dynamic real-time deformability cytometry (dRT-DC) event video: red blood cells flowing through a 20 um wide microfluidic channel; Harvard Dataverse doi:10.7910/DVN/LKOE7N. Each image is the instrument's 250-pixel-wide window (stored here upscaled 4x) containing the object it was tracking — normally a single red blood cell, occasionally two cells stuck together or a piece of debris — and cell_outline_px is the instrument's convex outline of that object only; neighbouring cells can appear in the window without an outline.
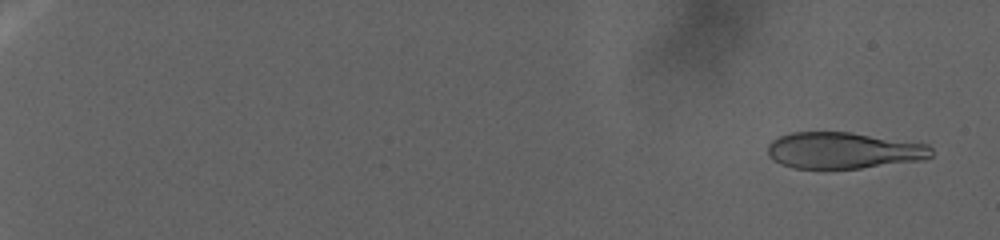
{"species": "human", "species_latin": "Homo sapiens", "temperature_condition": "warm", "stored_images_in_passage": 107, "camera_frame_rate_fps": 3000, "um_per_image_px": 0.085, "donor": {"sex": "female"}, "frame": {"image": 1, "passage_image": 6, "time_ms": 2.0, "image_size_px": [1000, 240], "cell_outline_px": [[932, 156], [924, 160], [860, 168], [792, 168], [768, 156], [768, 144], [772, 140], [780, 136], [792, 132], [848, 132], [928, 144], [932, 148]], "centroid_in_image_um": [71.72, 12.79], "position_along_channel_um": 13.3, "area_um2": 34.51}}
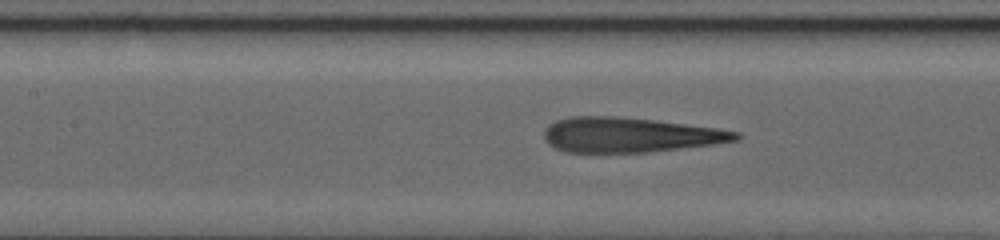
{"frame": {"image": 2, "passage_image": 65, "time_ms": 27.667, "image_size_px": [1000, 240], "cell_outline_px": [[740, 140], [716, 144], [648, 152], [564, 152], [548, 144], [544, 140], [544, 132], [548, 124], [556, 120], [568, 116], [620, 116], [656, 120], [716, 128], [740, 132]], "centroid_in_image_um": [53.52, 11.46], "position_along_channel_um": 153.9, "area_um2": 39.25}}
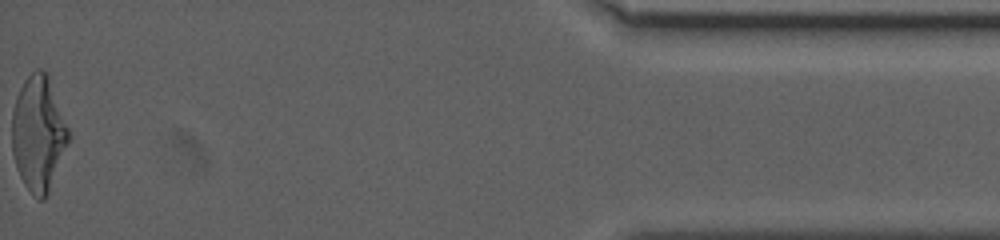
{"frame": {"image": 3, "passage_image": 107, "time_ms": 51.0, "image_size_px": [1000, 240], "cell_outline_px": [[72, 136], [48, 196], [44, 200], [40, 200], [32, 196], [24, 184], [16, 168], [12, 152], [12, 112], [20, 88], [24, 80], [36, 68], [40, 68], [48, 76]], "centroid_in_image_um": [3.28, 11.42], "position_along_channel_um": 431.9, "area_um2": 38.38}}